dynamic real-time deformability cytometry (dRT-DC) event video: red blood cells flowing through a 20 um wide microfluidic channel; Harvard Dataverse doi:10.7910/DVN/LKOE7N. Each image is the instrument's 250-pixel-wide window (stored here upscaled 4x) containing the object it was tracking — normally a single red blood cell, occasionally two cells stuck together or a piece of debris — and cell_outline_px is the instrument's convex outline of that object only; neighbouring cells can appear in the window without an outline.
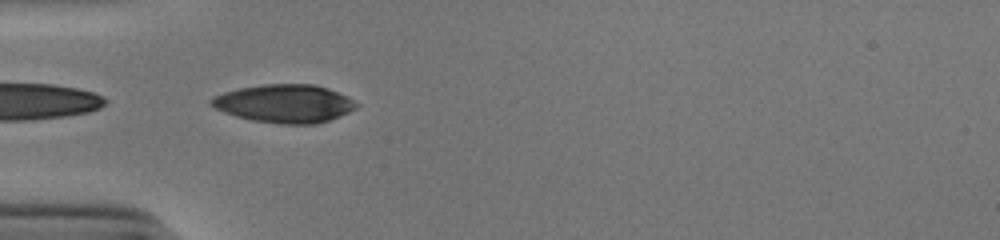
{"species": "human", "species_latin": "Homo sapiens", "temperature_condition": "cold", "stored_images_in_passage": 37, "camera_frame_rate_fps": 3000, "um_per_image_px": 0.085, "donor": {"sex": "male"}, "frame": {"image": 1, "passage_image": 1, "time_ms": 0.0, "image_size_px": [1000, 240], "cell_outline_px": [[360, 104], [356, 108], [340, 116], [316, 124], [280, 124], [252, 120], [236, 116], [224, 112], [208, 104], [208, 100], [212, 96], [224, 92], [240, 88], [264, 84], [312, 84], [328, 88]], "centroid_in_image_um": [24.14, 8.8], "position_along_channel_um": 60.9, "area_um2": 32.19}}
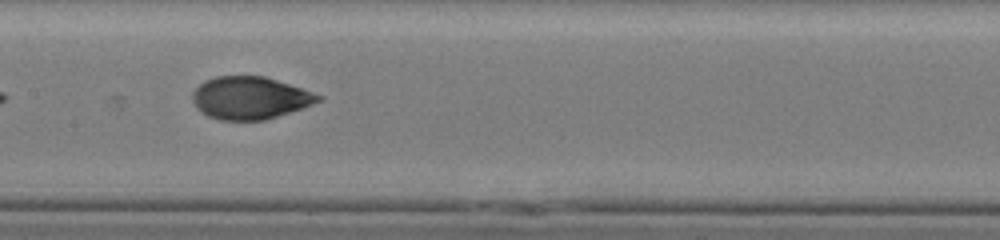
{"frame": {"image": 2, "passage_image": 11, "time_ms": 3.333, "image_size_px": [1000, 240], "cell_outline_px": [[320, 100], [312, 104], [264, 120], [220, 120], [208, 116], [196, 108], [192, 100], [192, 92], [204, 80], [216, 76], [264, 76], [312, 92], [320, 96]], "centroid_in_image_um": [21.17, 8.32], "position_along_channel_um": 186.2, "area_um2": 30.69}}
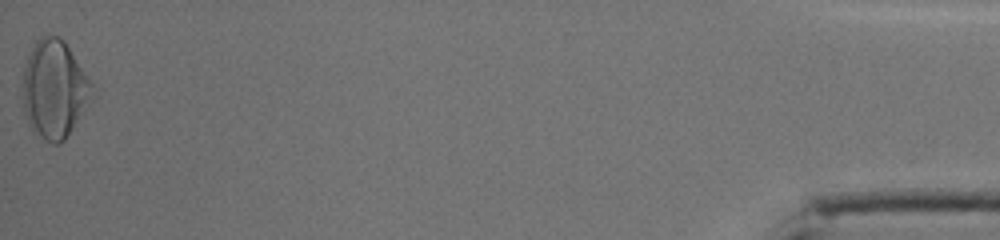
{"frame": {"image": 3, "passage_image": 37, "time_ms": 12.0, "image_size_px": [1000, 240], "cell_outline_px": [[96, 96], [64, 140], [60, 144], [52, 144], [32, 132], [28, 124], [24, 112], [20, 88], [24, 68], [28, 56], [36, 40], [40, 36], [56, 36], [64, 40], [92, 84]], "centroid_in_image_um": [4.6, 7.62], "position_along_channel_um": 430.6, "area_um2": 40.23}, "authors_computed_cell_mechanics": {"area_um2": 31.6744, "velocity_mm_per_s": 3.8862, "shape_relaxation_time_tau1_ms": 4.8052, "shape_relaxation_time_tau2_ms": 0.7869, "deformation_change_tau1": 0.1924, "deformation_change_tau2": 0.043}}